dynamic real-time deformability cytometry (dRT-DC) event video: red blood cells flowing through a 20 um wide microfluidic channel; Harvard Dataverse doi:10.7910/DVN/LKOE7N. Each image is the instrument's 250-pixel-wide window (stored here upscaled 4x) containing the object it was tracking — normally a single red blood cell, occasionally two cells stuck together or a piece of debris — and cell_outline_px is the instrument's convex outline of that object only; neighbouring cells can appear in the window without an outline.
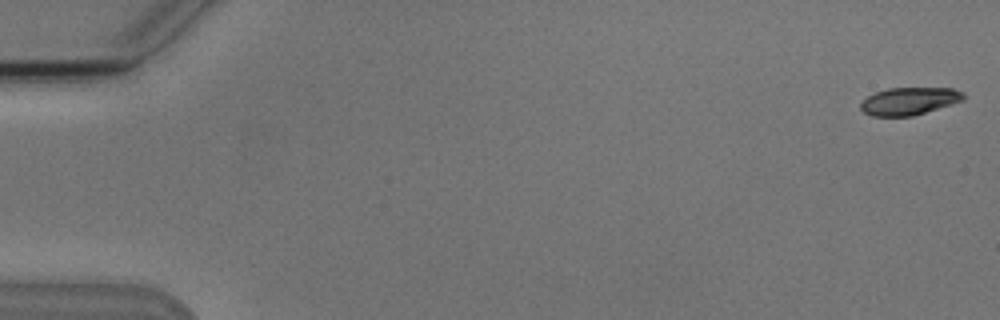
{"species": "Egyptian fruit bat (a non-hibernating species)", "species_latin": "Rousettus aegyptiacus", "temperature_condition": "cold", "stored_images_in_passage": 6, "camera_frame_rate_fps": 3000, "um_per_image_px": 0.085, "animal": {"sex": "male"}, "frame": {"image": 1, "passage_image": 1, "time_ms": 0.0, "image_size_px": [1000, 320], "cell_outline_px": [[964, 100], [912, 116], [872, 116], [864, 112], [860, 108], [860, 104], [868, 96], [876, 92], [888, 88], [952, 88], [964, 92]], "centroid_in_image_um": [77.28, 8.59], "position_along_channel_um": 7.7, "area_um2": 16.36}}
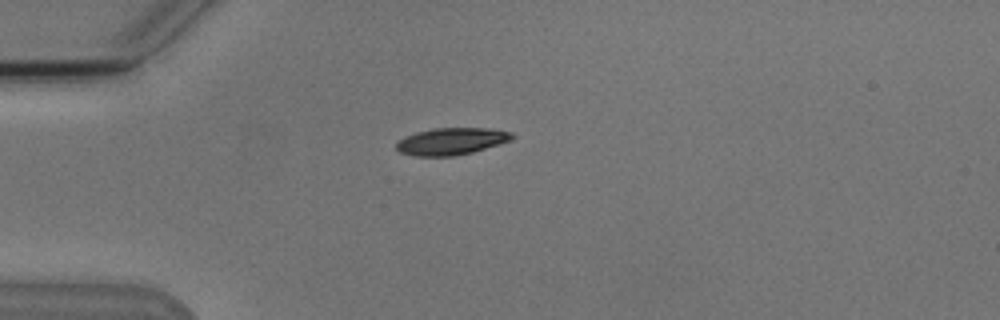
{"frame": {"image": 2, "passage_image": 5, "time_ms": 4.667, "image_size_px": [1000, 320], "cell_outline_px": [[516, 136], [512, 140], [500, 144], [472, 152], [452, 156], [416, 156], [400, 152], [396, 148], [396, 144], [404, 136], [416, 132], [432, 128], [492, 128], [512, 132]], "centroid_in_image_um": [38.4, 12.0], "position_along_channel_um": 46.6, "area_um2": 18.32}}